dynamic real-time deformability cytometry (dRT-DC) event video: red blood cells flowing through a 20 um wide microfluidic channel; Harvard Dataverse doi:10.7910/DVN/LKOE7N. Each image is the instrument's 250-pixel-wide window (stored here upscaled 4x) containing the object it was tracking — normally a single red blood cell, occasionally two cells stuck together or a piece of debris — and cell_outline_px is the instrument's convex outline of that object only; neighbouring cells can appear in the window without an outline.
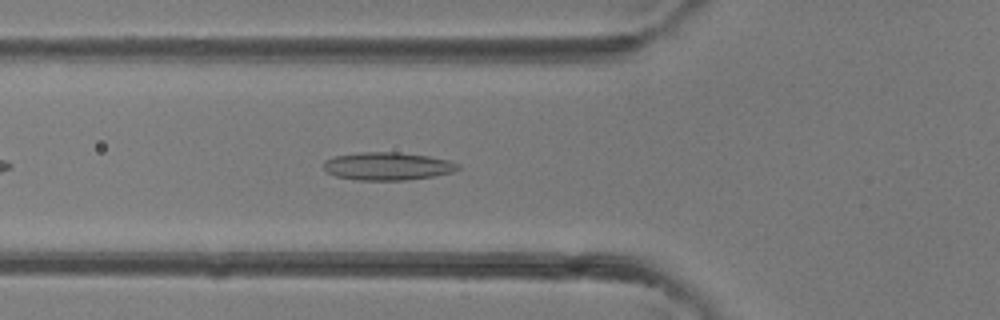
{"species": "common noctule bat (a hibernating species)", "species_latin": "Nyctalus noctula", "temperature_condition": "room temperature", "stored_images_in_passage": 31, "camera_frame_rate_fps": 3000, "um_per_image_px": 0.085, "animal": {"sex": "female"}, "frame": {"image": 1, "passage_image": 5, "time_ms": 1.333, "image_size_px": [1000, 320], "cell_outline_px": [[460, 168], [452, 172], [436, 176], [404, 180], [356, 180], [336, 176], [324, 172], [324, 160], [332, 156], [360, 152], [400, 152], [428, 156], [448, 160], [460, 164]], "centroid_in_image_um": [32.91, 14.12], "position_along_channel_um": 92.9, "area_um2": 22.08}}
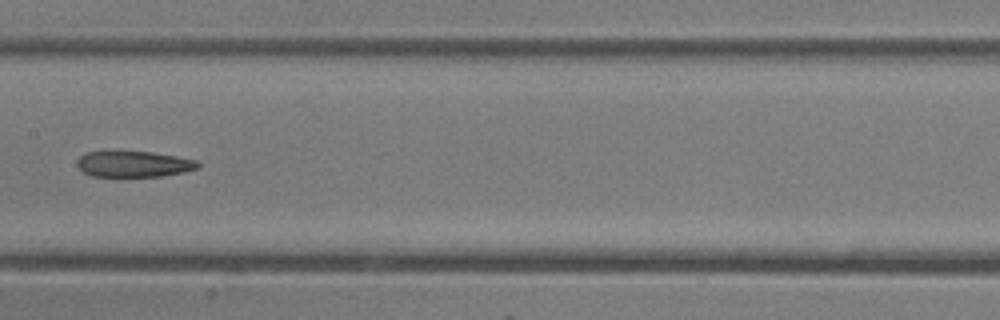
{"frame": {"image": 2, "passage_image": 11, "time_ms": 3.333, "image_size_px": [1000, 320], "cell_outline_px": [[200, 168], [184, 172], [160, 176], [92, 176], [84, 172], [76, 164], [76, 160], [84, 152], [152, 152], [176, 156], [196, 160], [200, 164]], "centroid_in_image_um": [11.38, 13.94], "position_along_channel_um": 196.0, "area_um2": 18.15}}
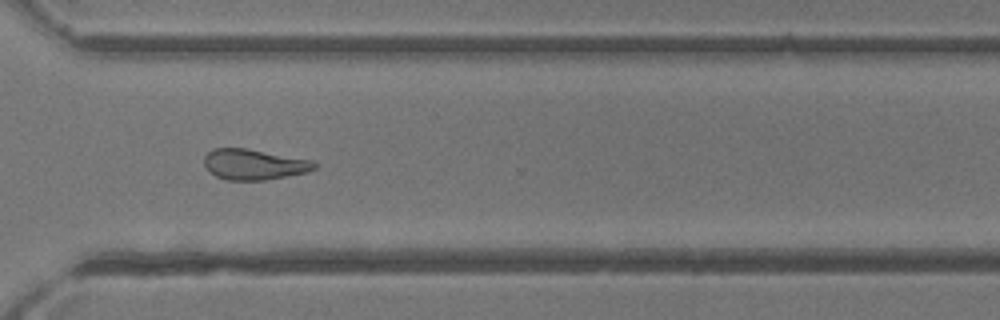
{"frame": {"image": 3, "passage_image": 20, "time_ms": 6.333, "image_size_px": [1000, 320], "cell_outline_px": [[316, 168], [304, 172], [264, 180], [228, 180], [216, 176], [208, 172], [204, 164], [204, 156], [212, 148], [244, 148], [312, 160], [316, 164]], "centroid_in_image_um": [21.52, 13.97], "position_along_channel_um": 349.1, "area_um2": 19.42}}